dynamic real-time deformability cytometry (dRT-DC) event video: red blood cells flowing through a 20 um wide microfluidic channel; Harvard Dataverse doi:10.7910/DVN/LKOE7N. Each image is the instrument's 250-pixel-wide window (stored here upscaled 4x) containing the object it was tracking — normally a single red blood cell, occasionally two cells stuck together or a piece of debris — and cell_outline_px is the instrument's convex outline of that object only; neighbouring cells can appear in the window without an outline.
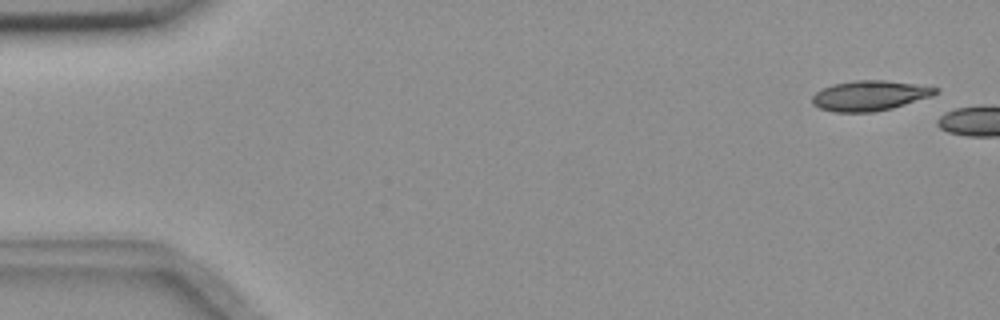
{"species": "common noctule bat (a hibernating species)", "species_latin": "Nyctalus noctula", "temperature_condition": "room temperature", "stored_images_in_passage": 2, "camera_frame_rate_fps": 3000, "um_per_image_px": 0.085, "animal": {"sex": "female", "body_mass_g": 18.4}, "frame": {"image": 1, "passage_image": 1, "time_ms": 0.0, "image_size_px": [1000, 320], "cell_outline_px": [[940, 88], [932, 96], [892, 108], [872, 112], [832, 112], [820, 108], [812, 104], [812, 96], [816, 92], [832, 84], [856, 80], [884, 80]], "centroid_in_image_um": [73.89, 8.13], "position_along_channel_um": 11.1, "area_um2": 21.44}}